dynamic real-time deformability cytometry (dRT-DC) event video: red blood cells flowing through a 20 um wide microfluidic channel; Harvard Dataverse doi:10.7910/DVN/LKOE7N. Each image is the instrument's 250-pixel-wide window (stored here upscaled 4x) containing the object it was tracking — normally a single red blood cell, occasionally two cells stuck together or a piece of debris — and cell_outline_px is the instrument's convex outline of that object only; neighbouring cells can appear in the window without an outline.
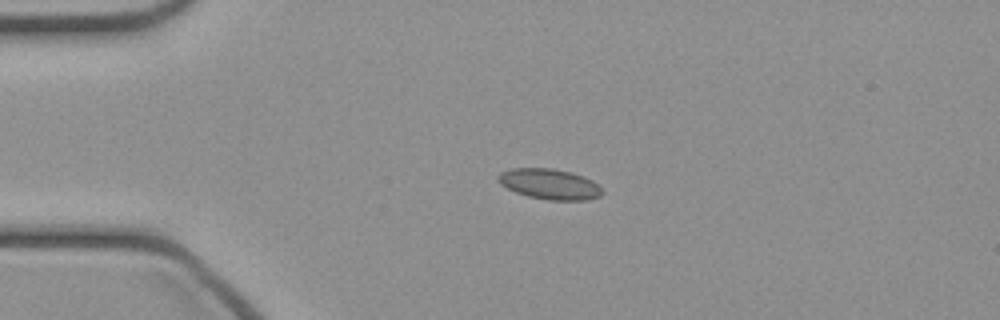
{"species": "common noctule bat (a hibernating species)", "species_latin": "Nyctalus noctula", "temperature_condition": "cold", "stored_images_in_passage": 38, "camera_frame_rate_fps": 3000, "um_per_image_px": 0.085, "animal": {"sex": "female", "body_mass_g": 21.9}, "frame": {"image": 1, "passage_image": 1, "time_ms": 0.0, "image_size_px": [1000, 320], "cell_outline_px": [[604, 192], [600, 196], [584, 200], [548, 200], [528, 196], [516, 192], [500, 184], [496, 176], [500, 172], [512, 168], [552, 168], [572, 172], [584, 176], [592, 180]], "centroid_in_image_um": [46.7, 15.64], "position_along_channel_um": 38.3, "area_um2": 18.5}}
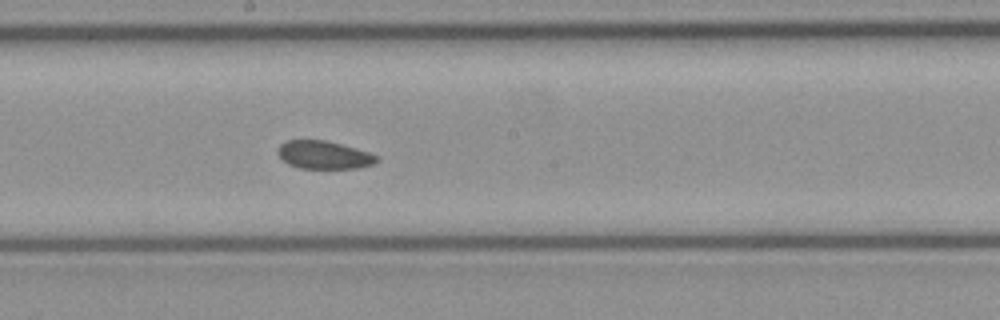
{"frame": {"image": 2, "passage_image": 16, "time_ms": 5.0, "image_size_px": [1000, 320], "cell_outline_px": [[380, 160], [372, 164], [360, 168], [300, 168], [288, 164], [276, 152], [280, 144], [288, 140], [324, 140], [356, 148], [368, 152], [376, 156]], "centroid_in_image_um": [27.52, 13.17], "position_along_channel_um": 220.7, "area_um2": 16.01}}
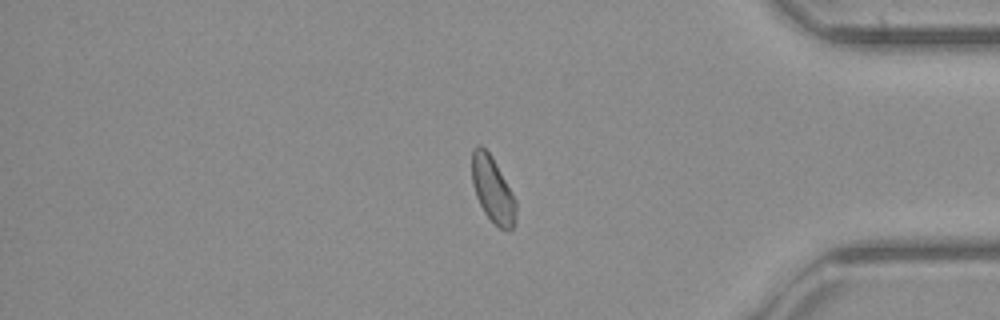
{"frame": {"image": 3, "passage_image": 30, "time_ms": 9.667, "image_size_px": [1000, 320], "cell_outline_px": [[516, 220], [512, 228], [508, 232], [500, 228], [484, 212], [476, 196], [472, 184], [472, 148], [476, 144], [480, 144], [492, 156], [512, 192], [516, 200]], "centroid_in_image_um": [41.87, 16.1], "position_along_channel_um": 393.3, "area_um2": 16.94}}